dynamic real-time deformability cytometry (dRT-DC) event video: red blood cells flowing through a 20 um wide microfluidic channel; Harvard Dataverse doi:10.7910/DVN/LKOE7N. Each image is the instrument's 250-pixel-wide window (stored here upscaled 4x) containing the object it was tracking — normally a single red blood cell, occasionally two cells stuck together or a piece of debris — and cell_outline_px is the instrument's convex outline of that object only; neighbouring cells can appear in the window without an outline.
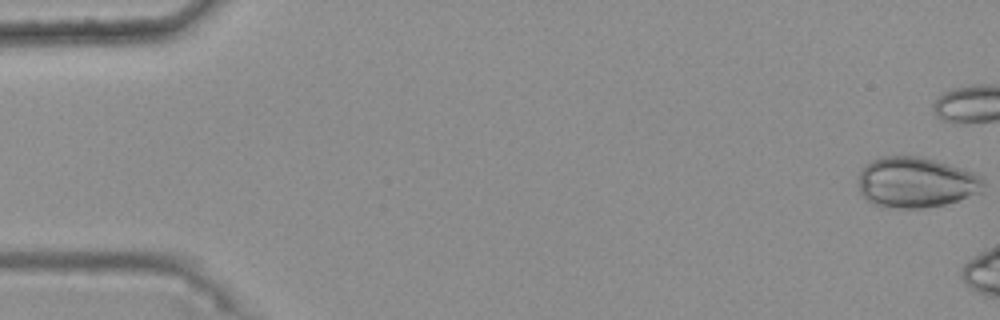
{"species": "common noctule bat (a hibernating species)", "species_latin": "Nyctalus noctula", "temperature_condition": "warm", "stored_images_in_passage": 7, "camera_frame_rate_fps": 3000, "um_per_image_px": 0.085, "animal": {"sex": "female", "body_mass_g": 25.1}, "frame": {"image": 1, "passage_image": 1, "time_ms": 0.0, "image_size_px": [1000, 320], "cell_outline_px": [[984, 192], [944, 204], [924, 208], [896, 208], [872, 204], [860, 192], [856, 176], [872, 160], [880, 156], [920, 156], [960, 168], [984, 176]], "centroid_in_image_um": [77.86, 15.51], "position_along_channel_um": 7.1, "area_um2": 36.99}}